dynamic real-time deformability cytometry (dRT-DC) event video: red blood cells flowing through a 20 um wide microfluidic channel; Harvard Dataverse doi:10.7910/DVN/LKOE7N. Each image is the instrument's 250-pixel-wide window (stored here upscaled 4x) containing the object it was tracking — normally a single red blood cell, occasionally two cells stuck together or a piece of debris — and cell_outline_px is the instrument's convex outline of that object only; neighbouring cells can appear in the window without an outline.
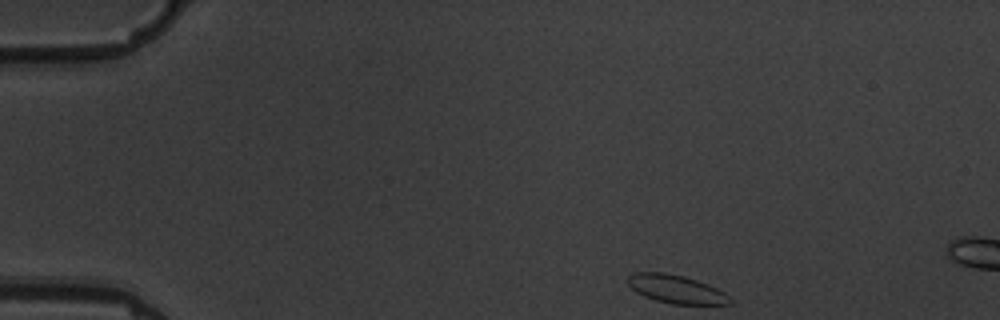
{"species": "common noctule bat (a hibernating species)", "species_latin": "Nyctalus noctula", "temperature_condition": "warm", "stored_images_in_passage": 4, "camera_frame_rate_fps": 3000, "um_per_image_px": 0.085, "animal": {"sex": "male", "body_mass_g": 19.5, "forearm_length_mm": 54.6}, "frame": {"image": 1, "passage_image": 1, "time_ms": 0.0, "image_size_px": [1000, 320], "cell_outline_px": [[732, 304], [672, 304], [656, 300], [644, 296], [636, 292], [628, 284], [628, 276], [632, 272], [668, 272], [684, 276], [708, 284], [724, 292], [732, 300]], "centroid_in_image_um": [57.46, 24.56], "position_along_channel_um": 27.5, "area_um2": 16.88}}